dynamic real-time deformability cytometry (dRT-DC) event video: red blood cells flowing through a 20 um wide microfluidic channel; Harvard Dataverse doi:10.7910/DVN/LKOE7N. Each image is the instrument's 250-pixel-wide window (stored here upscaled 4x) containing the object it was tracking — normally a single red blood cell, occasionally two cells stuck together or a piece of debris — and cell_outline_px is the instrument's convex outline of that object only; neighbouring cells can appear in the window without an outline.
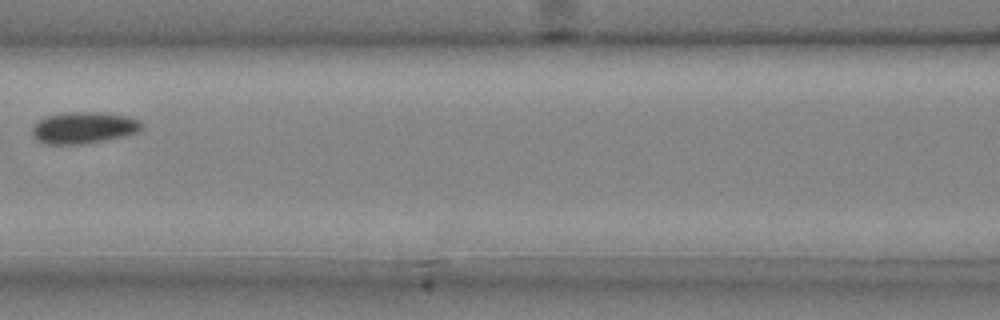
{"species": "common noctule bat (a hibernating species)", "species_latin": "Nyctalus noctula", "temperature_condition": "cold", "stored_images_in_passage": 7, "camera_frame_rate_fps": 3000, "um_per_image_px": 0.085, "animal": {"sex": "male", "body_mass_g": 20.4}, "frame": {"image": 1, "passage_image": 6, "time_ms": 1.667, "image_size_px": [1000, 320], "cell_outline_px": [[144, 128], [140, 132], [124, 136], [84, 144], [44, 144], [36, 140], [32, 136], [32, 128], [40, 120], [48, 116], [64, 112], [100, 112], [128, 116], [140, 120], [144, 124]], "centroid_in_image_um": [7.16, 10.86], "position_along_channel_um": 159.4, "area_um2": 20.4}}
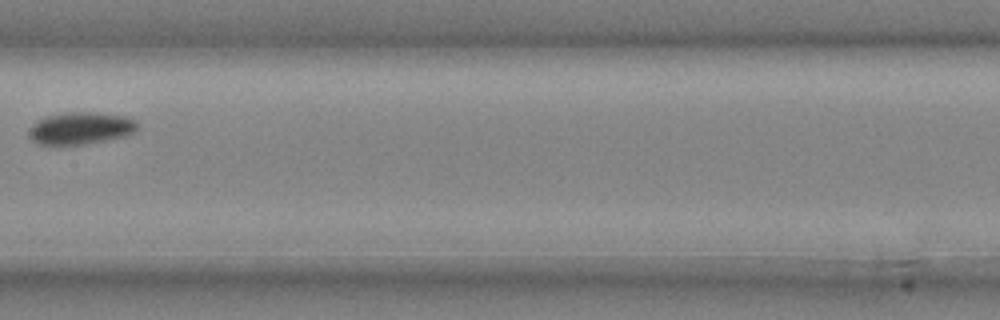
{"frame": {"image": 2, "passage_image": 7, "time_ms": 2.0, "image_size_px": [1000, 320], "cell_outline_px": [[136, 132], [128, 136], [84, 144], [36, 144], [28, 136], [28, 128], [32, 124], [48, 116], [68, 112], [96, 112], [124, 116], [136, 120]], "centroid_in_image_um": [6.86, 10.9], "position_along_channel_um": 200.5, "area_um2": 20.35}}